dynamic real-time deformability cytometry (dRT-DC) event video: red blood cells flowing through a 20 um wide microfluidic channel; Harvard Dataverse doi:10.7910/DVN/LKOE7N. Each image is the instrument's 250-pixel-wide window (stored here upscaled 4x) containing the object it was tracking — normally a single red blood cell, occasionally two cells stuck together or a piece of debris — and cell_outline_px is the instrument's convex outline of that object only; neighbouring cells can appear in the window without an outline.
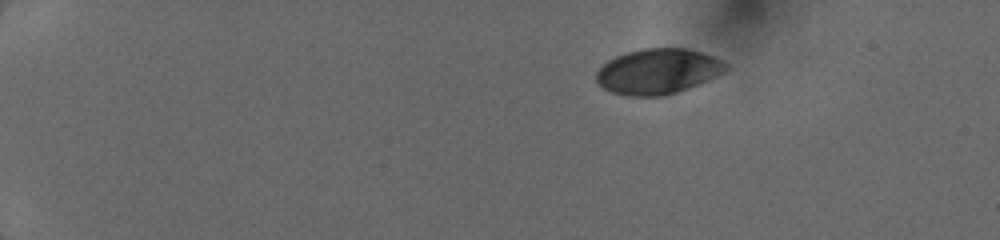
{"species": "human", "species_latin": "Homo sapiens", "temperature_condition": "cold", "stored_images_in_passage": 9, "camera_frame_rate_fps": 3000, "um_per_image_px": 0.085, "donor": {"sex": "female"}, "frame": {"image": 1, "passage_image": 1, "time_ms": 0.0, "image_size_px": [1000, 240], "cell_outline_px": [[728, 68], [724, 72], [708, 80], [676, 92], [664, 96], [628, 96], [612, 92], [604, 88], [596, 80], [596, 72], [608, 60], [616, 56], [628, 52], [644, 48], [684, 48], [700, 52], [712, 56], [728, 64]], "centroid_in_image_um": [55.92, 6.07], "position_along_channel_um": 29.1, "area_um2": 33.93}}
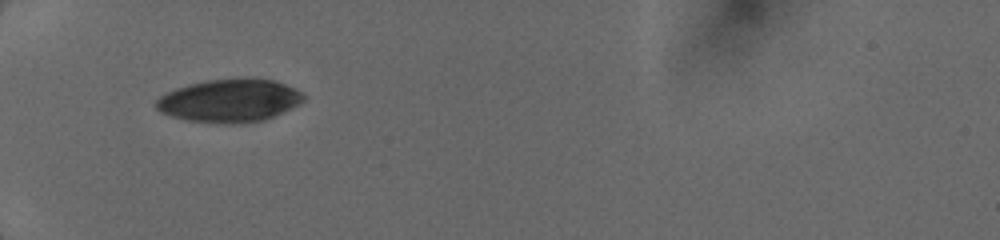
{"frame": {"image": 2, "passage_image": 6, "time_ms": 3.333, "image_size_px": [1000, 240], "cell_outline_px": [[304, 100], [284, 112], [264, 120], [240, 124], [224, 124], [188, 120], [172, 116], [160, 112], [156, 108], [156, 100], [160, 96], [176, 88], [188, 84], [208, 80], [252, 76], [272, 80], [284, 84], [300, 92], [304, 96]], "centroid_in_image_um": [19.51, 8.54], "position_along_channel_um": 65.5, "area_um2": 37.17}}
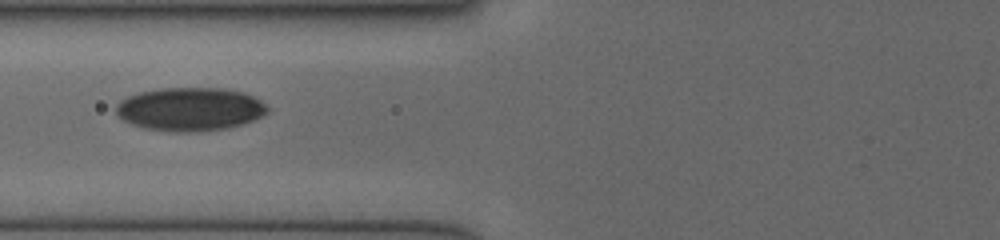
{"frame": {"image": 3, "passage_image": 8, "time_ms": 4.667, "image_size_px": [1000, 240], "cell_outline_px": [[268, 112], [252, 120], [240, 124], [224, 128], [196, 132], [172, 132], [144, 128], [132, 124], [124, 120], [116, 112], [116, 104], [120, 100], [128, 96], [140, 92], [160, 88], [224, 88], [244, 92], [260, 100], [268, 108]], "centroid_in_image_um": [16.13, 9.27], "position_along_channel_um": 109.7, "area_um2": 38.15}}